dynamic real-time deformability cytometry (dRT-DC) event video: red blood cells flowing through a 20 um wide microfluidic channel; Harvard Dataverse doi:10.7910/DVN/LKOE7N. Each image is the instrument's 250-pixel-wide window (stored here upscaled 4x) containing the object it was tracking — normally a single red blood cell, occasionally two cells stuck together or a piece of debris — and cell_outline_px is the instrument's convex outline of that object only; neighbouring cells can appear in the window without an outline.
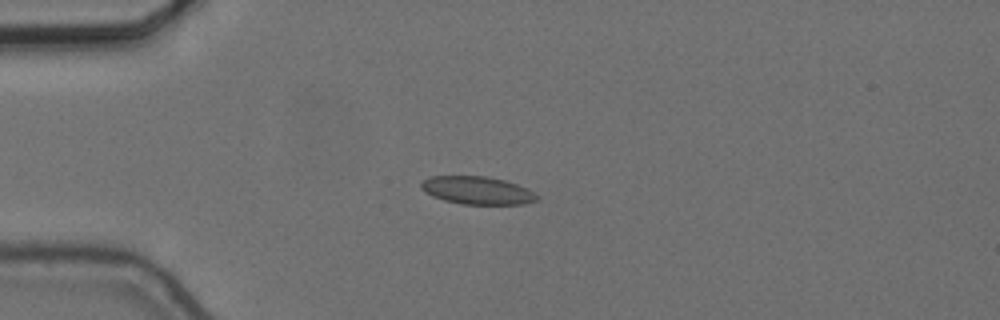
{"species": "common noctule bat (a hibernating species)", "species_latin": "Nyctalus noctula", "temperature_condition": "cold", "stored_images_in_passage": 56, "camera_frame_rate_fps": 3000, "um_per_image_px": 0.085, "animal": {"sex": "female", "body_mass_g": 24.6, "forearm_length_mm": 56.2}, "frame": {"image": 1, "passage_image": 14, "time_ms": 4.333, "image_size_px": [1000, 320], "cell_outline_px": [[540, 196], [536, 200], [524, 204], [460, 204], [444, 200], [432, 196], [424, 192], [420, 188], [420, 184], [428, 176], [488, 176], [504, 180], [516, 184]], "centroid_in_image_um": [40.51, 16.18], "position_along_channel_um": 44.5, "area_um2": 18.79}}
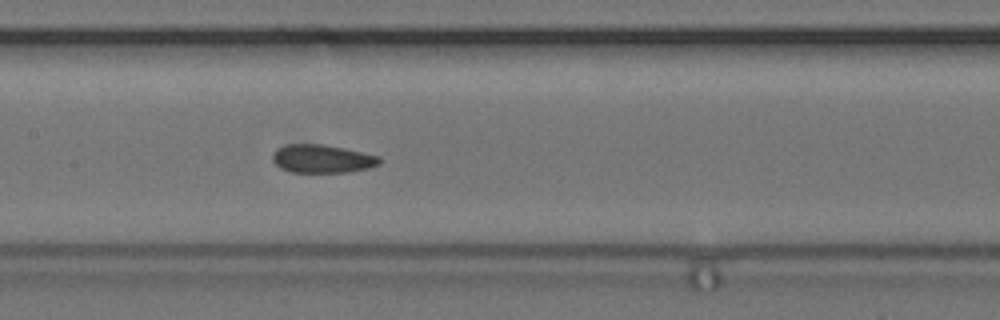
{"frame": {"image": 2, "passage_image": 27, "time_ms": 8.667, "image_size_px": [1000, 320], "cell_outline_px": [[380, 164], [368, 168], [344, 172], [292, 172], [280, 168], [272, 160], [272, 156], [276, 148], [288, 144], [324, 144], [344, 148], [380, 156]], "centroid_in_image_um": [27.37, 13.49], "position_along_channel_um": 180.0, "area_um2": 17.57}}
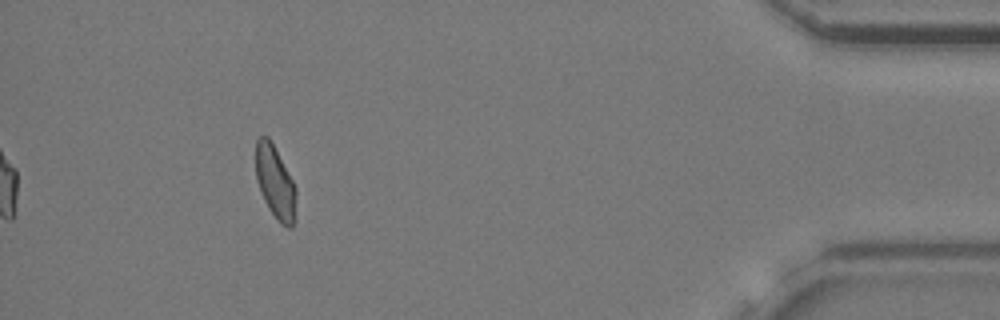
{"frame": {"image": 3, "passage_image": 51, "time_ms": 16.667, "image_size_px": [1000, 320], "cell_outline_px": [[296, 196], [292, 228], [288, 228], [280, 224], [276, 220], [268, 208], [264, 200], [256, 180], [256, 140], [260, 136], [268, 136], [292, 180], [296, 188]], "centroid_in_image_um": [23.37, 15.52], "position_along_channel_um": 411.8, "area_um2": 16.88}, "authors_computed_cell_mechanics": {"area_um2": 17.7157, "velocity_mm_per_s": 3.6411, "shape_relaxation_time_tau1_ms": null, "shape_relaxation_time_tau2_ms": 2.2582, "deformation_change_tau1": null, "deformation_change_tau2": 0.0635}}